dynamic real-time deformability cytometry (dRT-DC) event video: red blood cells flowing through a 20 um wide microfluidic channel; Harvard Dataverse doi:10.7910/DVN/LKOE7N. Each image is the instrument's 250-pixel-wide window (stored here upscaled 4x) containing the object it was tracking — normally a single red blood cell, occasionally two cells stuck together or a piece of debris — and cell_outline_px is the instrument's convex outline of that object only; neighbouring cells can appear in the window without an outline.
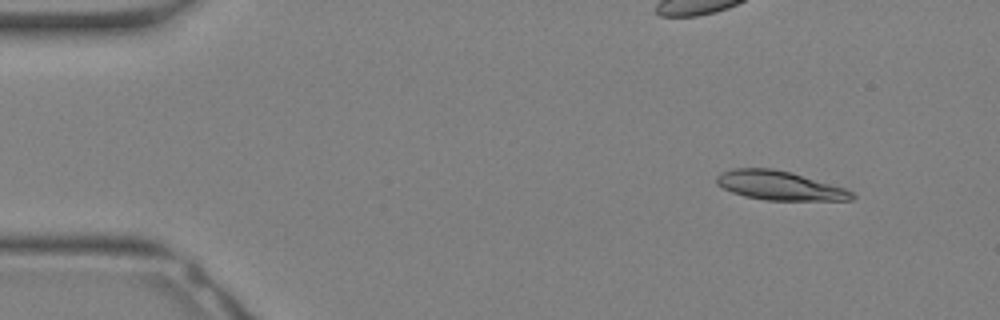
{"species": "Egyptian fruit bat (a non-hibernating species)", "species_latin": "Rousettus aegyptiacus", "temperature_condition": "warm", "stored_images_in_passage": 30, "camera_frame_rate_fps": 3000, "um_per_image_px": 0.085, "animal": {"sex": "female"}, "frame": {"image": 1, "passage_image": 1, "time_ms": 0.0, "image_size_px": [1000, 320], "cell_outline_px": [[856, 196], [852, 200], [764, 200], [744, 196], [732, 192], [716, 184], [716, 176], [720, 172], [732, 168], [772, 168], [792, 172], [848, 188]], "centroid_in_image_um": [66.28, 15.76], "position_along_channel_um": 18.7, "area_um2": 23.24}}
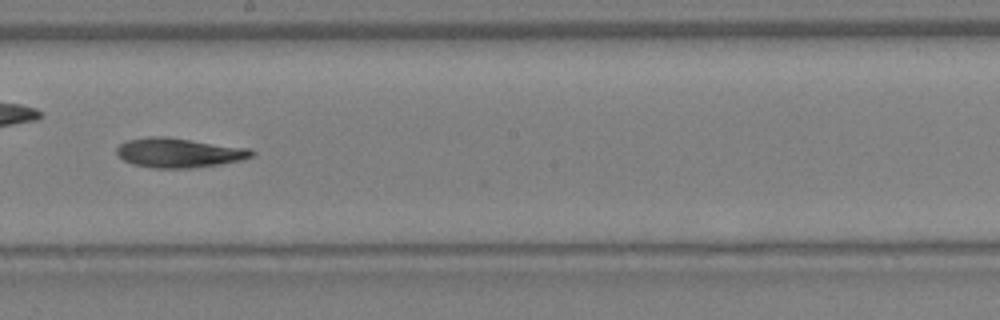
{"frame": {"image": 2, "passage_image": 16, "time_ms": 5.0, "image_size_px": [1000, 320], "cell_outline_px": [[256, 152], [252, 156], [240, 160], [220, 164], [188, 168], [152, 168], [132, 164], [124, 160], [116, 152], [116, 148], [120, 144], [128, 140], [148, 136], [164, 136], [248, 148]], "centroid_in_image_um": [15.18, 12.98], "position_along_channel_um": 233.0, "area_um2": 23.06}}
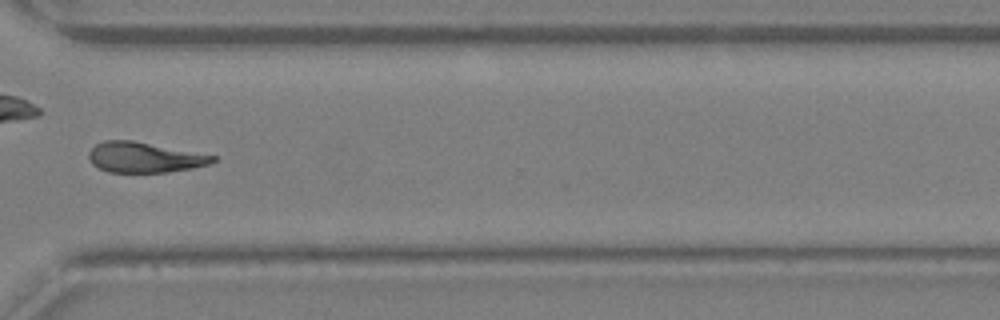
{"frame": {"image": 3, "passage_image": 22, "time_ms": 7.0, "image_size_px": [1000, 320], "cell_outline_px": [[216, 160], [208, 164], [192, 168], [168, 172], [108, 172], [92, 164], [88, 160], [88, 152], [96, 144], [104, 140], [132, 140], [216, 156]], "centroid_in_image_um": [12.23, 13.37], "position_along_channel_um": 358.4, "area_um2": 21.79}}